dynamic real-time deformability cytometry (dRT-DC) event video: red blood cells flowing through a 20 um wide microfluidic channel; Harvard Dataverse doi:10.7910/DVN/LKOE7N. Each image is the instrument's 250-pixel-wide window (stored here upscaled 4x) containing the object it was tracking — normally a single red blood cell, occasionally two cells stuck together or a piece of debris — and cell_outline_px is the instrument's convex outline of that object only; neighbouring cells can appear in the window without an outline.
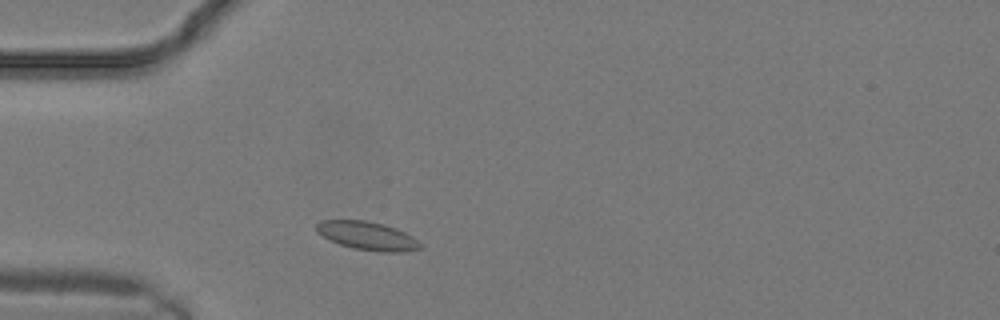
{"species": "common noctule bat (a hibernating species)", "species_latin": "Nyctalus noctula", "temperature_condition": "warm", "stored_images_in_passage": 9, "camera_frame_rate_fps": 3000, "um_per_image_px": 0.085, "animal": {"sex": "male", "body_mass_g": 19.2, "forearm_length_mm": 51.8}, "frame": {"image": 1, "passage_image": 2, "time_ms": 0.333, "image_size_px": [1000, 320], "cell_outline_px": [[420, 248], [396, 252], [380, 252], [352, 248], [328, 240], [316, 232], [316, 224], [320, 220], [368, 220], [384, 224], [396, 228], [412, 236], [420, 244]], "centroid_in_image_um": [31.16, 20.03], "position_along_channel_um": 53.8, "area_um2": 17.17}}
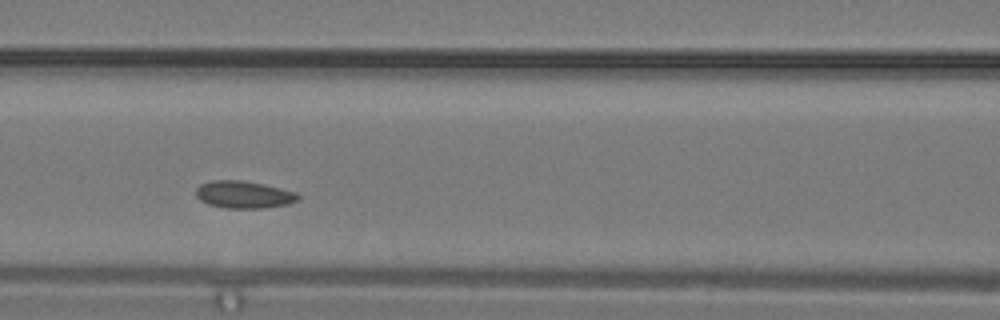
{"frame": {"image": 2, "passage_image": 6, "time_ms": 1.667, "image_size_px": [1000, 320], "cell_outline_px": [[300, 196], [296, 200], [288, 204], [264, 208], [224, 208], [208, 204], [200, 200], [196, 196], [196, 188], [200, 184], [212, 180], [240, 180], [264, 184], [296, 192]], "centroid_in_image_um": [20.69, 16.54], "position_along_channel_um": 145.9, "area_um2": 16.24}}
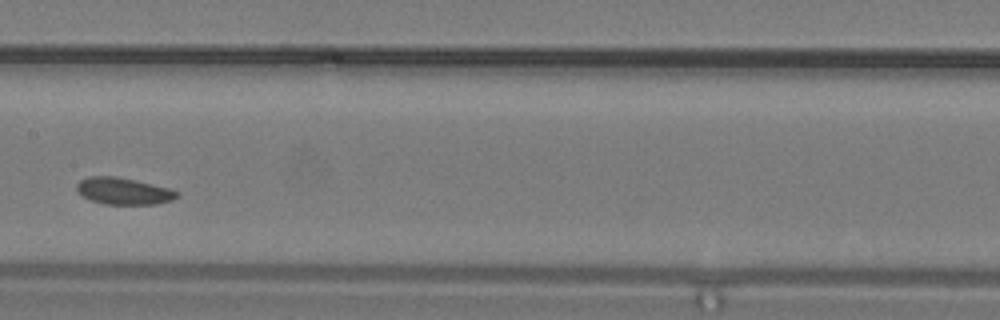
{"frame": {"image": 3, "passage_image": 8, "time_ms": 2.333, "image_size_px": [1000, 320], "cell_outline_px": [[180, 196], [172, 200], [156, 204], [104, 204], [92, 200], [84, 196], [76, 188], [76, 184], [80, 180], [88, 176], [116, 176], [136, 180], [168, 188], [180, 192]], "centroid_in_image_um": [10.53, 16.23], "position_along_channel_um": 196.9, "area_um2": 15.61}}